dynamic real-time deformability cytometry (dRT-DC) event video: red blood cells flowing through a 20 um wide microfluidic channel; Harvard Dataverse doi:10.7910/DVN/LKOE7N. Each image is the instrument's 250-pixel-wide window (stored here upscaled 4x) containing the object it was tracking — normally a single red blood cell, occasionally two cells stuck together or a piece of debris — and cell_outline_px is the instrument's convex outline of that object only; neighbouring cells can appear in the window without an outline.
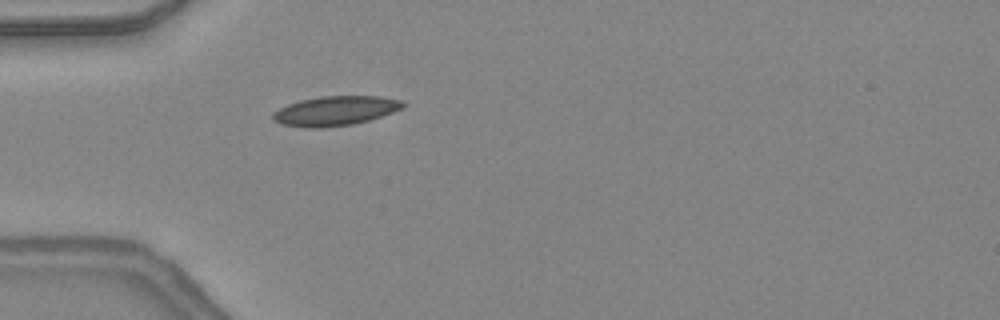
{"species": "common noctule bat (a hibernating species)", "species_latin": "Nyctalus noctula", "temperature_condition": "warm", "stored_images_in_passage": 4, "camera_frame_rate_fps": 3000, "um_per_image_px": 0.085, "animal": {"sex": "female", "body_mass_g": 24.6, "forearm_length_mm": 56.2}, "frame": {"image": 1, "passage_image": 4, "time_ms": 1.0, "image_size_px": [1000, 320], "cell_outline_px": [[408, 104], [404, 108], [368, 120], [352, 124], [320, 128], [308, 128], [284, 124], [272, 120], [272, 112], [288, 104], [300, 100], [320, 96], [380, 96], [404, 100]], "centroid_in_image_um": [28.53, 9.41], "position_along_channel_um": 56.5, "area_um2": 22.43}}